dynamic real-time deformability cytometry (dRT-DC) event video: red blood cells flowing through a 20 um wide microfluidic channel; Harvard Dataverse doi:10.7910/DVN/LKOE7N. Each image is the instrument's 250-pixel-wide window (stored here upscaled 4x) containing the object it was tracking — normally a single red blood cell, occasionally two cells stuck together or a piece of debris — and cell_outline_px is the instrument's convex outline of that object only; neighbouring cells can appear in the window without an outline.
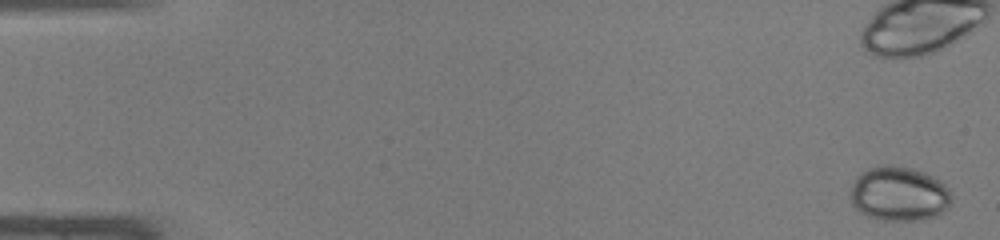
{"species": "common noctule bat (a hibernating species)", "species_latin": "Nyctalus noctula", "temperature_condition": "warm", "stored_images_in_passage": 42, "camera_frame_rate_fps": 3000, "um_per_image_px": 0.085, "animal": {"sex": "male", "body_mass_g": 19.0, "forearm_length_mm": 50.8}, "frame": {"image": 1, "passage_image": 1, "time_ms": 0.0, "image_size_px": [1000, 240], "cell_outline_px": [[952, 200], [948, 208], [944, 212], [936, 216], [924, 220], [884, 220], [868, 216], [860, 212], [852, 204], [852, 184], [856, 176], [860, 172], [868, 168], [880, 164], [892, 164], [912, 168], [924, 172], [940, 180], [948, 188], [952, 196]], "centroid_in_image_um": [76.44, 16.46], "position_along_channel_um": 8.6, "area_um2": 32.48}}